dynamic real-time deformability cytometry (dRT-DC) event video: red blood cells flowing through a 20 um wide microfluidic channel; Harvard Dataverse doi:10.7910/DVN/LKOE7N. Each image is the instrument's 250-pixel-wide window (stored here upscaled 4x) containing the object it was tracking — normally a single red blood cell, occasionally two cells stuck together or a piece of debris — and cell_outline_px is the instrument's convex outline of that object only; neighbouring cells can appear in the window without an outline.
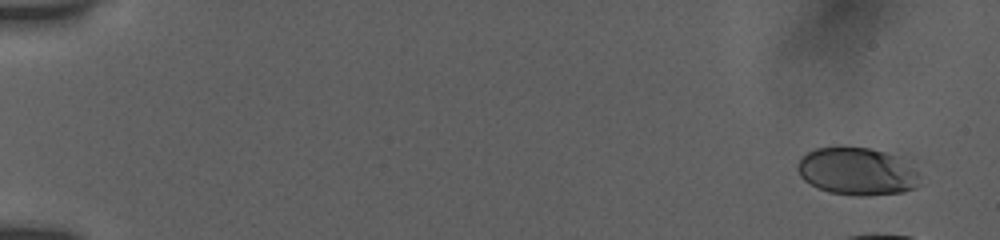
{"species": "human", "species_latin": "Homo sapiens", "temperature_condition": "room temperature", "stored_images_in_passage": 11, "camera_frame_rate_fps": 3000, "um_per_image_px": 0.085, "donor": {"sex": "female"}, "frame": {"image": 1, "passage_image": 1, "time_ms": 0.0, "image_size_px": [1000, 240], "cell_outline_px": [[920, 184], [916, 188], [904, 192], [864, 196], [860, 196], [828, 192], [804, 180], [800, 176], [796, 168], [796, 164], [800, 156], [816, 148], [836, 144], [840, 144], [868, 148], [912, 156], [920, 176]], "centroid_in_image_um": [72.96, 14.5], "position_along_channel_um": 12.0, "area_um2": 35.89}}
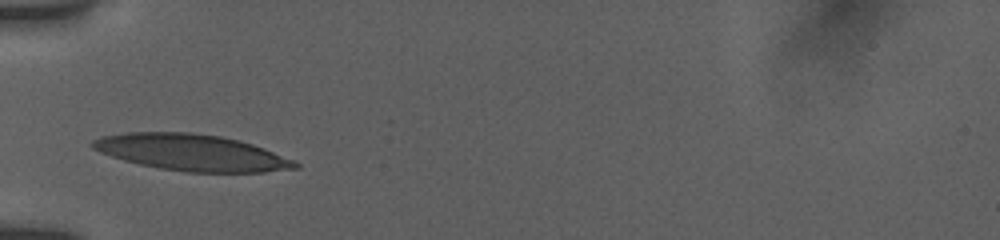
{"frame": {"image": 2, "passage_image": 10, "time_ms": 6.667, "image_size_px": [1000, 240], "cell_outline_px": [[300, 168], [264, 172], [188, 172], [160, 168], [140, 164], [124, 160], [100, 152], [92, 148], [92, 140], [100, 136], [128, 132], [192, 132], [220, 136], [240, 140], [264, 148], [296, 160], [300, 164]], "centroid_in_image_um": [16.33, 12.96], "position_along_channel_um": 68.7, "area_um2": 43.06}}